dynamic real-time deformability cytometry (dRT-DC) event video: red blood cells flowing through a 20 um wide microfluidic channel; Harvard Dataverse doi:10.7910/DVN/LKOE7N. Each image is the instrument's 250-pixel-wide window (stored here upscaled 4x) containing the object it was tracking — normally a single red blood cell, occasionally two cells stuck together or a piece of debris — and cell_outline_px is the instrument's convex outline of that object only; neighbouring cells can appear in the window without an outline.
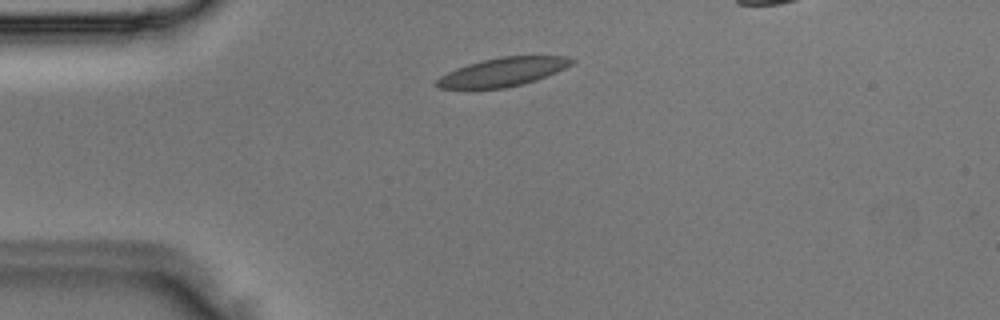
{"species": "Egyptian fruit bat (a non-hibernating species)", "species_latin": "Rousettus aegyptiacus", "temperature_condition": "room temperature", "stored_images_in_passage": 3, "camera_frame_rate_fps": 3000, "um_per_image_px": 0.085, "animal": {"sex": "male"}, "frame": {"image": 1, "passage_image": 3, "time_ms": 0.667, "image_size_px": [1000, 320], "cell_outline_px": [[576, 60], [572, 64], [556, 72], [536, 80], [524, 84], [504, 88], [440, 88], [432, 84], [440, 76], [456, 68], [468, 64], [500, 56], [568, 56]], "centroid_in_image_um": [42.74, 6.11], "position_along_channel_um": 42.3, "area_um2": 22.43}}